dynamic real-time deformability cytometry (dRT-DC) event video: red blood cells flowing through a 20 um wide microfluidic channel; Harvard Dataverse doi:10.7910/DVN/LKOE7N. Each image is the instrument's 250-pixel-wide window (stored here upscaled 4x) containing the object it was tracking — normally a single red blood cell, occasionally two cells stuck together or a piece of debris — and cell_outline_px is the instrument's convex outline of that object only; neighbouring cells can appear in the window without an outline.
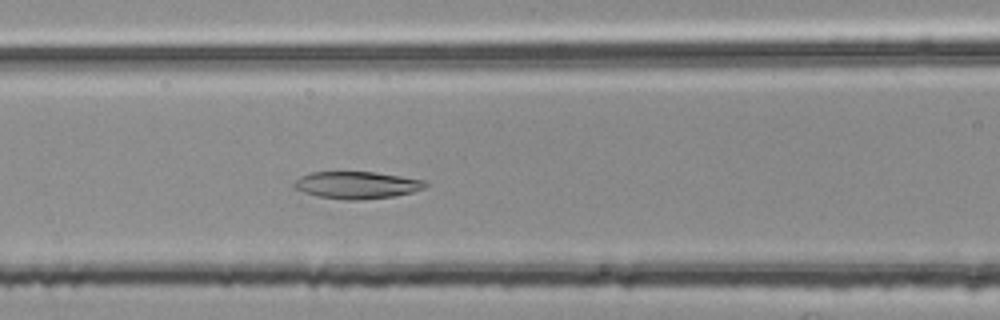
{"species": "common noctule bat (a hibernating species)", "species_latin": "Nyctalus noctula", "temperature_condition": "room temperature", "stored_images_in_passage": 51, "camera_frame_rate_fps": 3000, "um_per_image_px": 0.085, "animal": {"sex": "female", "body_mass_g": 25.1}, "frame": {"image": 1, "passage_image": 22, "time_ms": 7.0, "image_size_px": [1000, 320], "cell_outline_px": [[428, 184], [424, 188], [412, 192], [396, 196], [356, 200], [344, 200], [316, 196], [292, 188], [292, 184], [300, 176], [312, 172], [372, 172], [400, 176], [424, 180]], "centroid_in_image_um": [30.3, 15.74], "position_along_channel_um": 136.3, "area_um2": 20.81}}
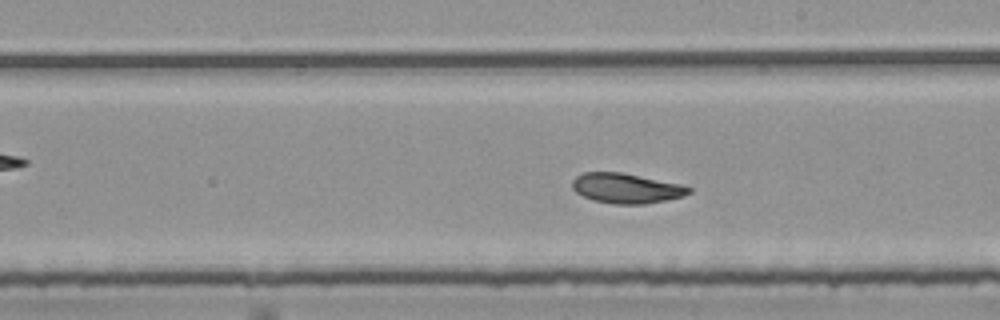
{"frame": {"image": 2, "passage_image": 30, "time_ms": 9.667, "image_size_px": [1000, 320], "cell_outline_px": [[692, 192], [684, 196], [644, 204], [612, 204], [592, 200], [576, 192], [572, 188], [572, 180], [576, 176], [584, 172], [620, 172], [684, 184], [692, 188]], "centroid_in_image_um": [53.25, 16.0], "position_along_channel_um": 235.7, "area_um2": 20.52}}
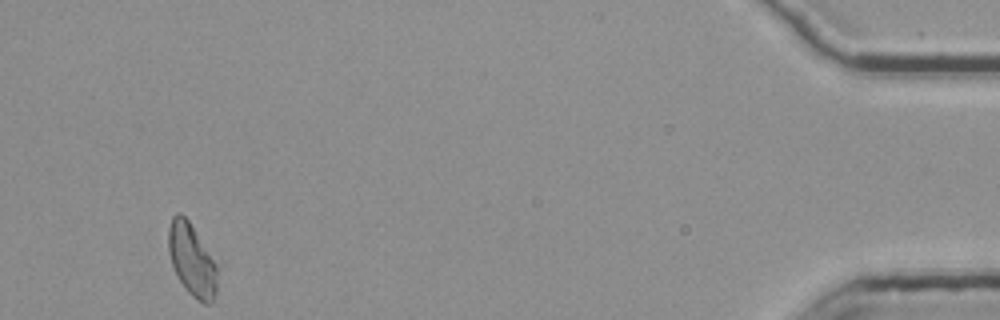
{"frame": {"image": 3, "passage_image": 51, "time_ms": 16.667, "image_size_px": [1000, 320], "cell_outline_px": [[216, 292], [212, 300], [208, 304], [204, 304], [196, 300], [184, 288], [176, 276], [168, 252], [168, 228], [172, 216], [176, 212], [180, 212], [188, 220], [216, 264]], "centroid_in_image_um": [16.26, 22.1], "position_along_channel_um": 418.9, "area_um2": 20.4}, "authors_computed_cell_mechanics": {"area_um2": 20.8658, "velocity_mm_per_s": 3.743, "shape_relaxation_time_tau1_ms": null, "shape_relaxation_time_tau2_ms": 10.1927, "deformation_change_tau1": null, "deformation_change_tau2": 0.1601}}